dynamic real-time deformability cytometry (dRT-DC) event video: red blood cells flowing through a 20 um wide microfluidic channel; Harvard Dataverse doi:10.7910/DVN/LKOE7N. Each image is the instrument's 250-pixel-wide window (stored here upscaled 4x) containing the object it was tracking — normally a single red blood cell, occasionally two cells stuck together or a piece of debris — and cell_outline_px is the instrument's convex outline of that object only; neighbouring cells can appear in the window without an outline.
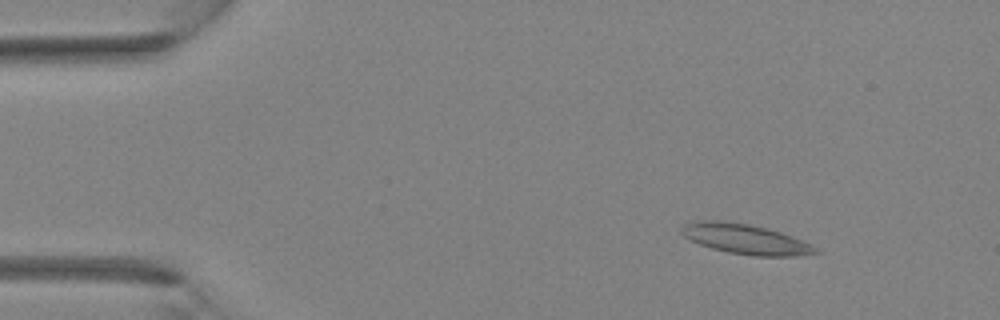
{"species": "Egyptian fruit bat (a non-hibernating species)", "species_latin": "Rousettus aegyptiacus", "temperature_condition": "room temperature", "stored_images_in_passage": 34, "camera_frame_rate_fps": 3000, "um_per_image_px": 0.085, "animal": {"sex": "female"}, "frame": {"image": 1, "passage_image": 1, "time_ms": 0.0, "image_size_px": [1000, 320], "cell_outline_px": [[820, 252], [796, 256], [752, 256], [728, 252], [712, 248], [700, 244], [684, 236], [680, 232], [680, 228], [684, 224], [696, 220], [724, 220], [748, 224], [780, 232], [792, 236], [812, 244]], "centroid_in_image_um": [63.34, 20.31], "position_along_channel_um": 21.7, "area_um2": 23.41}}
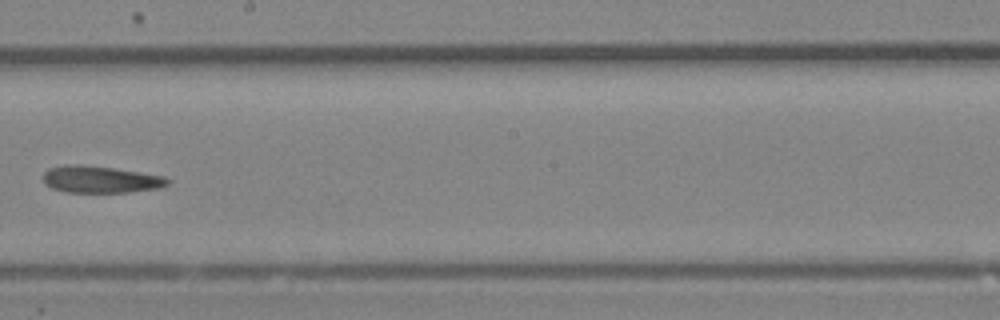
{"frame": {"image": 2, "passage_image": 18, "time_ms": 5.667, "image_size_px": [1000, 320], "cell_outline_px": [[172, 180], [168, 184], [160, 188], [128, 192], [64, 192], [52, 188], [44, 180], [44, 172], [48, 168], [68, 164], [84, 164], [112, 168], [164, 176]], "centroid_in_image_um": [8.56, 15.25], "position_along_channel_um": 239.6, "area_um2": 19.48}}
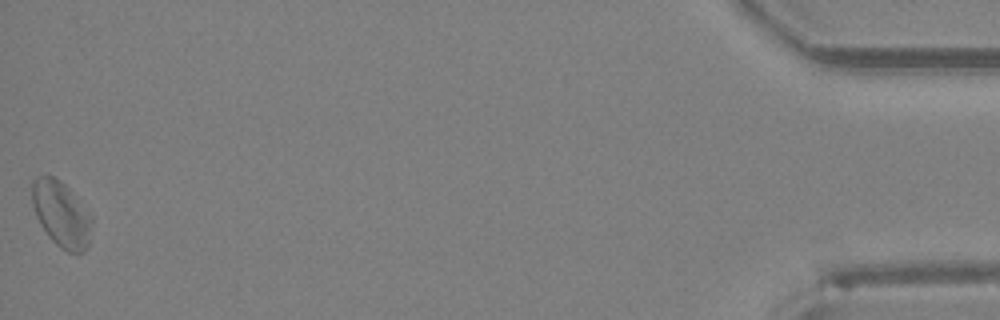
{"frame": {"image": 3, "passage_image": 34, "time_ms": 11.0, "image_size_px": [1000, 320], "cell_outline_px": [[92, 220], [88, 248], [84, 252], [68, 252], [60, 248], [48, 236], [40, 224], [36, 216], [32, 204], [32, 180], [36, 176], [52, 176], [60, 180], [68, 188]], "centroid_in_image_um": [5.17, 18.22], "position_along_channel_um": 430.0, "area_um2": 22.48}}